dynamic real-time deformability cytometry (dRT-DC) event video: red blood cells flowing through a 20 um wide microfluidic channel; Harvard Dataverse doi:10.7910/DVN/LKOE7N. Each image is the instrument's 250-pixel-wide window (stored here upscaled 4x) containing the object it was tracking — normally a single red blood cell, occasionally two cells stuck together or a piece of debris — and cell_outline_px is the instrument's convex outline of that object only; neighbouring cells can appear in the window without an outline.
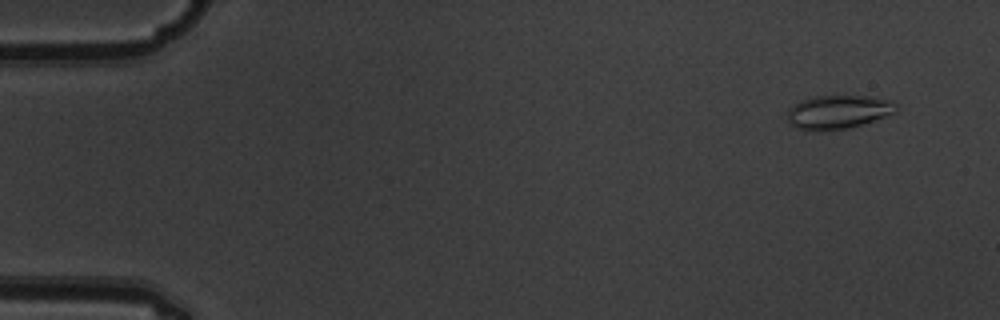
{"species": "common noctule bat (a hibernating species)", "species_latin": "Nyctalus noctula", "temperature_condition": "warm", "stored_images_in_passage": 5, "camera_frame_rate_fps": 3000, "um_per_image_px": 0.085, "animal": {"sex": "male", "body_mass_g": 19.5, "forearm_length_mm": 54.6}, "frame": {"image": 1, "passage_image": 2, "time_ms": 0.333, "image_size_px": [1000, 320], "cell_outline_px": [[900, 104], [896, 112], [848, 128], [820, 132], [804, 132], [788, 124], [788, 108], [800, 100], [816, 96], [872, 96], [892, 100]], "centroid_in_image_um": [71.21, 9.53], "position_along_channel_um": 13.8, "area_um2": 21.85}}